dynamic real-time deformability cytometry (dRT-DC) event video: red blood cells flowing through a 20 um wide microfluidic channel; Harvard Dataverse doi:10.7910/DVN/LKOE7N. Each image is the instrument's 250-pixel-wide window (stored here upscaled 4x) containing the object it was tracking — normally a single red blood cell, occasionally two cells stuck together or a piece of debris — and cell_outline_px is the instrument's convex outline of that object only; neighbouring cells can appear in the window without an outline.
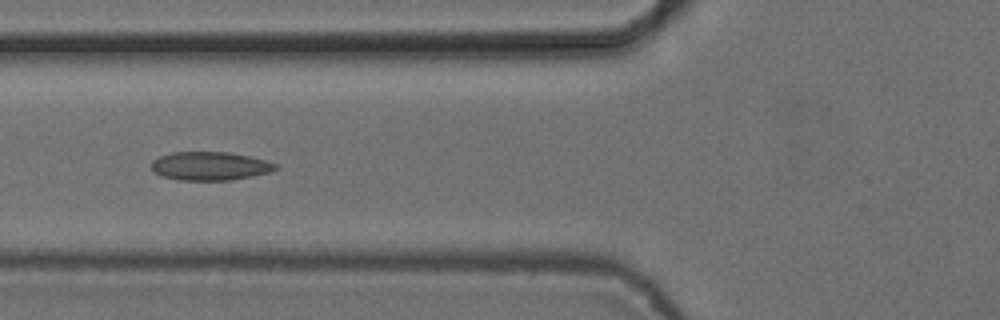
{"species": "common noctule bat (a hibernating species)", "species_latin": "Nyctalus noctula", "temperature_condition": "cold", "stored_images_in_passage": 3, "camera_frame_rate_fps": 3000, "um_per_image_px": 0.085, "animal": {"sex": "female", "body_mass_g": 24.6, "forearm_length_mm": 56.2}, "frame": {"image": 1, "passage_image": 2, "time_ms": 0.333, "image_size_px": [1000, 320], "cell_outline_px": [[280, 168], [272, 172], [252, 176], [228, 180], [180, 180], [160, 176], [152, 168], [152, 160], [160, 156], [172, 152], [228, 152], [248, 156], [264, 160], [276, 164]], "centroid_in_image_um": [17.86, 14.11], "position_along_channel_um": 107.9, "area_um2": 20.58}}
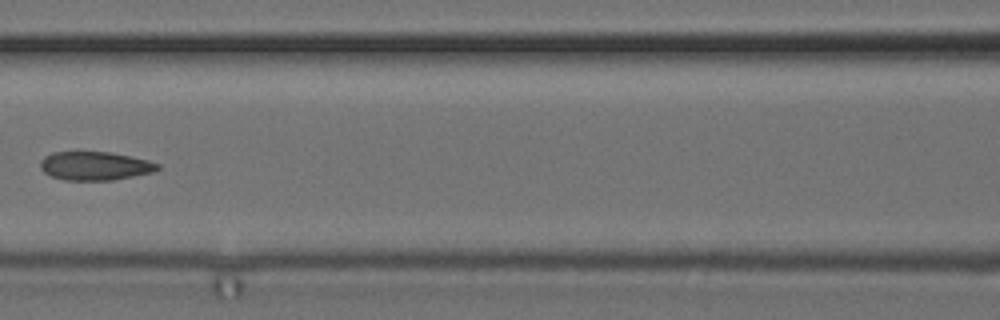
{"frame": {"image": 2, "passage_image": 3, "time_ms": 0.667, "image_size_px": [1000, 320], "cell_outline_px": [[160, 168], [152, 172], [112, 180], [64, 180], [52, 176], [44, 172], [40, 168], [40, 160], [44, 156], [52, 152], [108, 152], [148, 160], [160, 164]], "centroid_in_image_um": [8.04, 14.1], "position_along_channel_um": 158.6, "area_um2": 19.42}}